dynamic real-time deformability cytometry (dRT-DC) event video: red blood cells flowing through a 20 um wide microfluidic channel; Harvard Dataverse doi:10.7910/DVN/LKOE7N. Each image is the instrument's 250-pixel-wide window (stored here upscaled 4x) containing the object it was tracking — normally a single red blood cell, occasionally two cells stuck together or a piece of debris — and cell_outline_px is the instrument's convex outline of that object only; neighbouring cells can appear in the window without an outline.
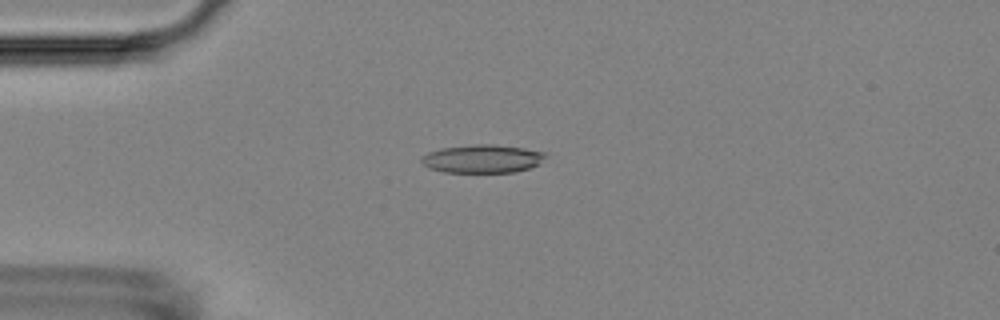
{"species": "Egyptian fruit bat (a non-hibernating species)", "species_latin": "Rousettus aegyptiacus", "temperature_condition": "room temperature", "stored_images_in_passage": 4, "camera_frame_rate_fps": 3000, "um_per_image_px": 0.085, "animal": {"sex": "female"}, "frame": {"image": 1, "passage_image": 2, "time_ms": 1.333, "image_size_px": [1000, 320], "cell_outline_px": [[548, 152], [536, 164], [528, 168], [512, 172], [444, 172], [428, 168], [420, 160], [428, 152], [440, 148], [476, 144], [492, 144], [524, 148]], "centroid_in_image_um": [40.96, 13.48], "position_along_channel_um": 44.0, "area_um2": 20.17}}
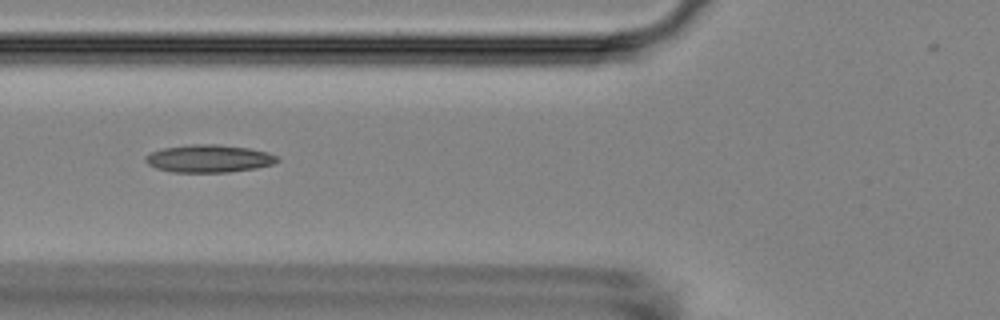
{"frame": {"image": 2, "passage_image": 4, "time_ms": 3.667, "image_size_px": [1000, 320], "cell_outline_px": [[280, 160], [272, 164], [256, 168], [228, 172], [172, 172], [156, 168], [148, 164], [144, 160], [144, 156], [152, 152], [164, 148], [188, 144], [216, 144], [248, 148], [268, 152], [276, 156]], "centroid_in_image_um": [17.74, 13.48], "position_along_channel_um": 108.1, "area_um2": 21.21}}